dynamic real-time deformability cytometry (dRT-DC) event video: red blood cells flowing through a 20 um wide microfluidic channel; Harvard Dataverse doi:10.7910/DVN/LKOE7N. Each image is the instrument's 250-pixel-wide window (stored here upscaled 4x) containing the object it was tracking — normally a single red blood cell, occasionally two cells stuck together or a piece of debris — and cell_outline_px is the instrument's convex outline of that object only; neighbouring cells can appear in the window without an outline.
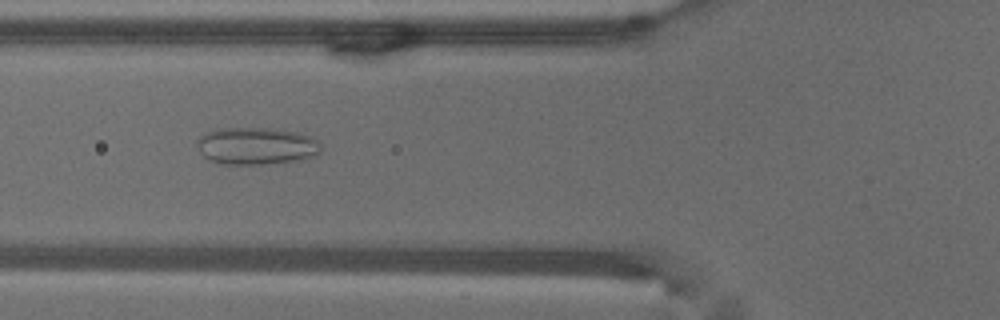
{"species": "common noctule bat (a hibernating species)", "species_latin": "Nyctalus noctula", "temperature_condition": "warm", "stored_images_in_passage": 53, "camera_frame_rate_fps": 3000, "um_per_image_px": 0.085, "animal": {"sex": "male", "body_mass_g": 18.8}, "frame": {"image": 1, "passage_image": 20, "time_ms": 6.333, "image_size_px": [1000, 320], "cell_outline_px": [[320, 152], [312, 156], [296, 160], [260, 164], [220, 164], [204, 156], [200, 152], [196, 140], [200, 136], [208, 132], [220, 128], [264, 128], [296, 132], [308, 136], [316, 140], [320, 144]], "centroid_in_image_um": [21.75, 12.4], "position_along_channel_um": 104.1, "area_um2": 26.41}}
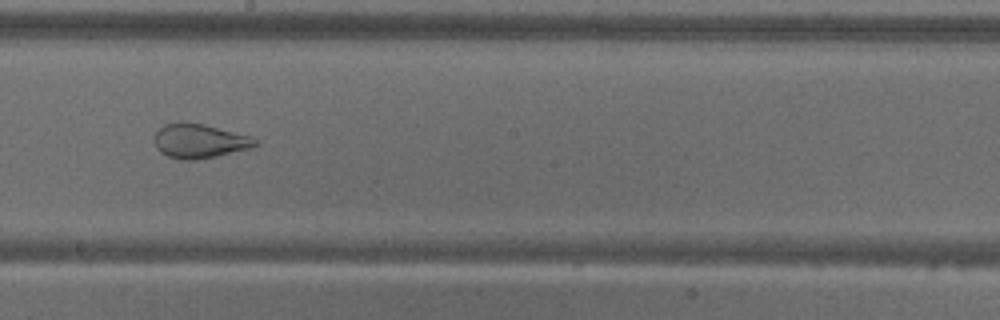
{"frame": {"image": 2, "passage_image": 30, "time_ms": 9.667, "image_size_px": [1000, 320], "cell_outline_px": [[260, 144], [252, 148], [216, 156], [196, 160], [184, 160], [168, 156], [160, 152], [156, 148], [156, 132], [164, 124], [180, 120], [184, 120], [204, 124], [252, 136], [260, 140]], "centroid_in_image_um": [17.0, 11.96], "position_along_channel_um": 231.2, "area_um2": 20.52}}
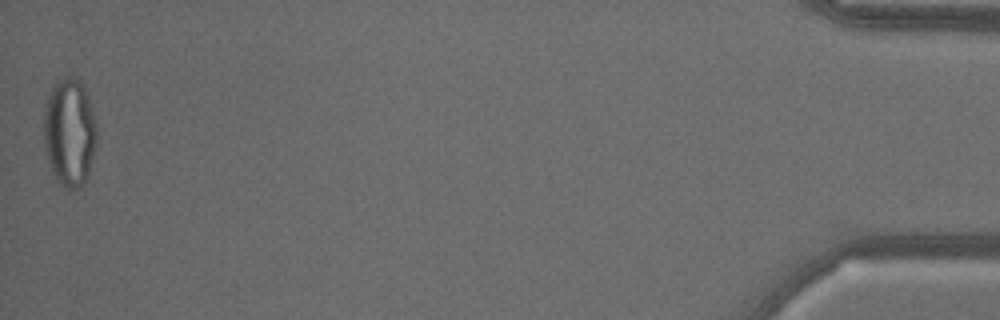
{"frame": {"image": 3, "passage_image": 53, "time_ms": 17.333, "image_size_px": [1000, 320], "cell_outline_px": [[96, 144], [88, 176], [84, 184], [68, 192], [56, 180], [52, 172], [44, 148], [44, 104], [52, 84], [56, 80], [68, 76], [72, 76], [84, 88], [88, 96], [92, 108], [96, 124]], "centroid_in_image_um": [5.89, 11.27], "position_along_channel_um": 429.3, "area_um2": 33.81}, "authors_computed_cell_mechanics": {"area_um2": 29.0734, "velocity_mm_per_s": 3.8186, "shape_relaxation_time_tau1_ms": null, "shape_relaxation_time_tau2_ms": 0.7624, "deformation_change_tau1": null, "deformation_change_tau2": 0.0813}}